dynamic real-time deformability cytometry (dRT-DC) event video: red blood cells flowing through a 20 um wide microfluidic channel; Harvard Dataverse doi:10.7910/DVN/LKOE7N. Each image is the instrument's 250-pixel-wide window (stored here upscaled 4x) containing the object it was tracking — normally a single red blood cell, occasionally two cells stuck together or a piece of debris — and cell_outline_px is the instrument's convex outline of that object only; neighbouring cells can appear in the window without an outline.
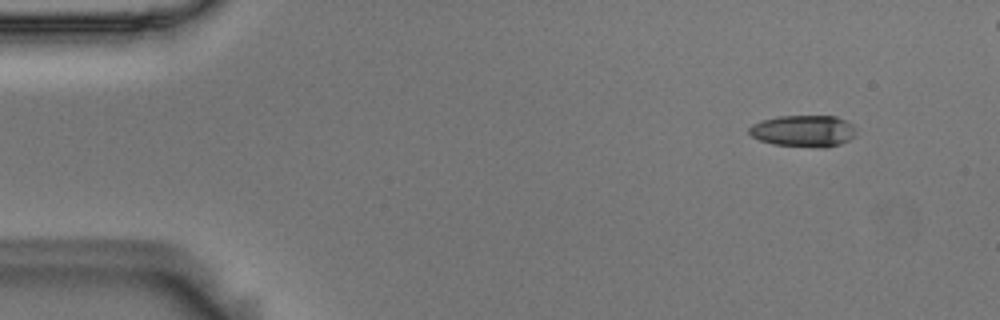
{"species": "Egyptian fruit bat (a non-hibernating species)", "species_latin": "Rousettus aegyptiacus", "temperature_condition": "room temperature", "stored_images_in_passage": 6, "camera_frame_rate_fps": 3000, "um_per_image_px": 0.085, "animal": {"sex": "male"}, "frame": {"image": 1, "passage_image": 2, "time_ms": 0.333, "image_size_px": [1000, 320], "cell_outline_px": [[852, 136], [848, 140], [840, 144], [824, 148], [820, 148], [772, 144], [760, 140], [752, 136], [748, 132], [748, 128], [752, 124], [760, 120], [780, 116], [836, 116], [852, 124]], "centroid_in_image_um": [68.23, 11.13], "position_along_channel_um": 16.8, "area_um2": 19.59}}